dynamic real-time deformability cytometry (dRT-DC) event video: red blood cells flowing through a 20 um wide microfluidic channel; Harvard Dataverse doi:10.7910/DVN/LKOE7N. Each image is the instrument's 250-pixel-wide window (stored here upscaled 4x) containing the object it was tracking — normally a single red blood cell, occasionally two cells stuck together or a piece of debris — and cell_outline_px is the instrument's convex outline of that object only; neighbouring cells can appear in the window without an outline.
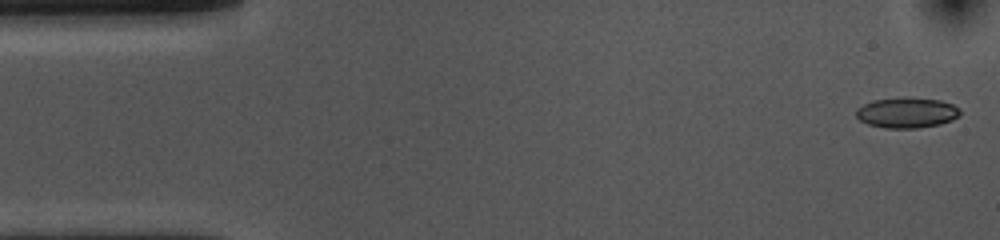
{"species": "common noctule bat (a hibernating species)", "species_latin": "Nyctalus noctula", "temperature_condition": "cold", "stored_images_in_passage": 53, "camera_frame_rate_fps": 3000, "um_per_image_px": 0.085, "animal": {"sex": "female", "body_mass_g": 10.0, "forearm_length_mm": 53.1}, "frame": {"image": 1, "passage_image": 1, "time_ms": 0.0, "image_size_px": [1000, 240], "cell_outline_px": [[960, 116], [952, 120], [940, 124], [916, 128], [884, 128], [868, 124], [860, 120], [856, 116], [856, 108], [872, 100], [940, 100], [952, 104], [960, 108]], "centroid_in_image_um": [77.08, 9.63], "position_along_channel_um": 7.9, "area_um2": 17.74}}
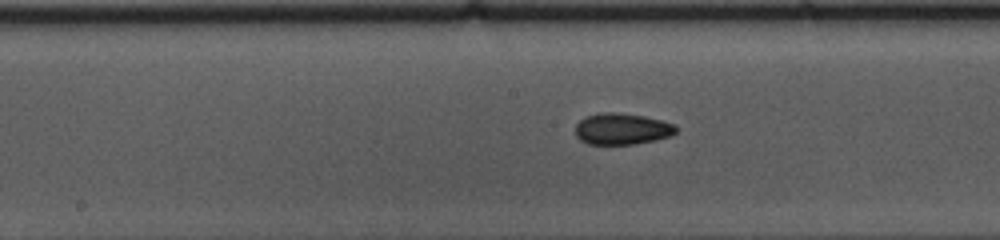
{"frame": {"image": 2, "passage_image": 25, "time_ms": 8.0, "image_size_px": [1000, 240], "cell_outline_px": [[676, 132], [672, 136], [656, 140], [632, 144], [588, 144], [580, 140], [576, 136], [576, 124], [584, 116], [600, 112], [616, 112], [644, 116], [676, 124]], "centroid_in_image_um": [52.86, 10.95], "position_along_channel_um": 195.3, "area_um2": 18.55}}
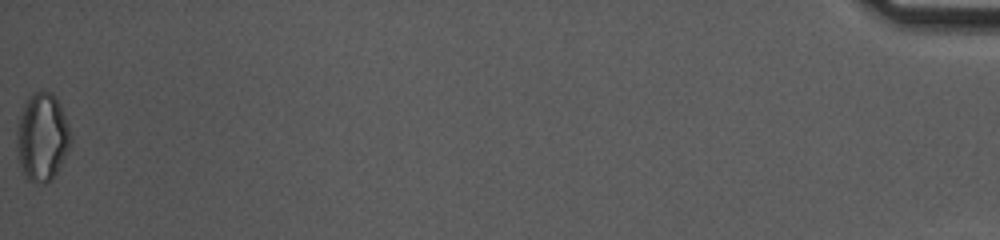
{"frame": {"image": 3, "passage_image": 53, "time_ms": 17.333, "image_size_px": [1000, 240], "cell_outline_px": [[72, 140], [56, 172], [44, 184], [28, 180], [24, 176], [20, 164], [16, 148], [16, 128], [20, 116], [32, 92], [52, 92], [56, 96], [68, 124], [72, 136]], "centroid_in_image_um": [3.57, 11.65], "position_along_channel_um": 431.6, "area_um2": 27.22}, "authors_computed_cell_mechanics": {"area_um2": 18.2648, "velocity_mm_per_s": 3.6741, "shape_relaxation_time_tau1_ms": 3.7948, "shape_relaxation_time_tau2_ms": 6.5392, "deformation_change_tau1": 0.0907, "deformation_change_tau2": 0.1078}}